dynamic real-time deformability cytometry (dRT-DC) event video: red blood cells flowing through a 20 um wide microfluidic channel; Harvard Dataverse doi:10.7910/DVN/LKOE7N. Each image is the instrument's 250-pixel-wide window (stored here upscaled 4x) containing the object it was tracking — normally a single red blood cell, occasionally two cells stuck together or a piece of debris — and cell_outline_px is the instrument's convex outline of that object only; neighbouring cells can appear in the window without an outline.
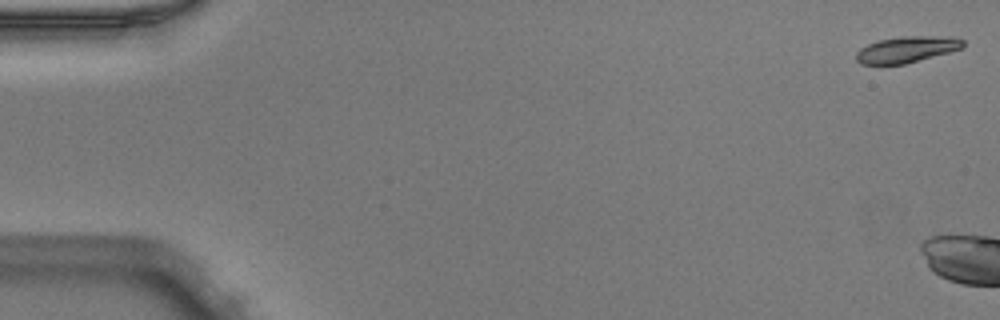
{"species": "Egyptian fruit bat (a non-hibernating species)", "species_latin": "Rousettus aegyptiacus", "temperature_condition": "warm", "stored_images_in_passage": 12, "camera_frame_rate_fps": 3000, "um_per_image_px": 0.085, "animal": {"sex": "male"}, "frame": {"image": 1, "passage_image": 1, "time_ms": 0.0, "image_size_px": [1000, 320], "cell_outline_px": [[964, 44], [960, 48], [948, 52], [904, 64], [860, 64], [856, 60], [856, 52], [860, 48], [868, 44], [880, 40], [900, 36], [956, 36], [964, 40]], "centroid_in_image_um": [77.06, 4.19], "position_along_channel_um": 7.9, "area_um2": 16.24}}